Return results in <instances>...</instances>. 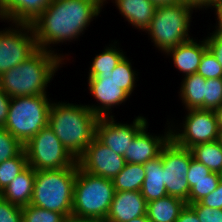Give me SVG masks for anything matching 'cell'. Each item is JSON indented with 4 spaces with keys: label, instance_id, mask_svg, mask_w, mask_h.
<instances>
[{
    "label": "cell",
    "instance_id": "cell-1",
    "mask_svg": "<svg viewBox=\"0 0 222 222\" xmlns=\"http://www.w3.org/2000/svg\"><path fill=\"white\" fill-rule=\"evenodd\" d=\"M103 5L104 0H53L31 23L37 47L56 53L50 45L78 39Z\"/></svg>",
    "mask_w": 222,
    "mask_h": 222
},
{
    "label": "cell",
    "instance_id": "cell-2",
    "mask_svg": "<svg viewBox=\"0 0 222 222\" xmlns=\"http://www.w3.org/2000/svg\"><path fill=\"white\" fill-rule=\"evenodd\" d=\"M64 57L67 58L38 48L29 58L0 76V87L11 98L46 94L47 84L64 64Z\"/></svg>",
    "mask_w": 222,
    "mask_h": 222
},
{
    "label": "cell",
    "instance_id": "cell-3",
    "mask_svg": "<svg viewBox=\"0 0 222 222\" xmlns=\"http://www.w3.org/2000/svg\"><path fill=\"white\" fill-rule=\"evenodd\" d=\"M98 119L86 105L52 101L48 126L77 160L95 138Z\"/></svg>",
    "mask_w": 222,
    "mask_h": 222
},
{
    "label": "cell",
    "instance_id": "cell-4",
    "mask_svg": "<svg viewBox=\"0 0 222 222\" xmlns=\"http://www.w3.org/2000/svg\"><path fill=\"white\" fill-rule=\"evenodd\" d=\"M78 164L61 169L36 170L30 205L72 216Z\"/></svg>",
    "mask_w": 222,
    "mask_h": 222
},
{
    "label": "cell",
    "instance_id": "cell-5",
    "mask_svg": "<svg viewBox=\"0 0 222 222\" xmlns=\"http://www.w3.org/2000/svg\"><path fill=\"white\" fill-rule=\"evenodd\" d=\"M114 194L112 180L90 174L78 167L74 184L72 216L105 221Z\"/></svg>",
    "mask_w": 222,
    "mask_h": 222
},
{
    "label": "cell",
    "instance_id": "cell-6",
    "mask_svg": "<svg viewBox=\"0 0 222 222\" xmlns=\"http://www.w3.org/2000/svg\"><path fill=\"white\" fill-rule=\"evenodd\" d=\"M193 10V7L182 2L157 6L150 26L145 32L149 34L151 42L159 51L166 53L192 38L188 32Z\"/></svg>",
    "mask_w": 222,
    "mask_h": 222
},
{
    "label": "cell",
    "instance_id": "cell-7",
    "mask_svg": "<svg viewBox=\"0 0 222 222\" xmlns=\"http://www.w3.org/2000/svg\"><path fill=\"white\" fill-rule=\"evenodd\" d=\"M50 101L47 94L11 98L4 128L25 145L48 126Z\"/></svg>",
    "mask_w": 222,
    "mask_h": 222
},
{
    "label": "cell",
    "instance_id": "cell-8",
    "mask_svg": "<svg viewBox=\"0 0 222 222\" xmlns=\"http://www.w3.org/2000/svg\"><path fill=\"white\" fill-rule=\"evenodd\" d=\"M28 166L35 170L68 168L77 160L57 138L53 130L46 126L34 135L25 145Z\"/></svg>",
    "mask_w": 222,
    "mask_h": 222
},
{
    "label": "cell",
    "instance_id": "cell-9",
    "mask_svg": "<svg viewBox=\"0 0 222 222\" xmlns=\"http://www.w3.org/2000/svg\"><path fill=\"white\" fill-rule=\"evenodd\" d=\"M164 170V185L167 194L188 204L190 186L187 179L191 150L176 144L171 138L161 149L160 155Z\"/></svg>",
    "mask_w": 222,
    "mask_h": 222
},
{
    "label": "cell",
    "instance_id": "cell-10",
    "mask_svg": "<svg viewBox=\"0 0 222 222\" xmlns=\"http://www.w3.org/2000/svg\"><path fill=\"white\" fill-rule=\"evenodd\" d=\"M173 125L172 122L169 125L170 138L184 148L190 149L197 144L220 139L218 122L213 110L189 109L183 123L179 126L182 130Z\"/></svg>",
    "mask_w": 222,
    "mask_h": 222
},
{
    "label": "cell",
    "instance_id": "cell-11",
    "mask_svg": "<svg viewBox=\"0 0 222 222\" xmlns=\"http://www.w3.org/2000/svg\"><path fill=\"white\" fill-rule=\"evenodd\" d=\"M37 49L31 24L12 23L8 29L1 30L0 76L29 58Z\"/></svg>",
    "mask_w": 222,
    "mask_h": 222
},
{
    "label": "cell",
    "instance_id": "cell-12",
    "mask_svg": "<svg viewBox=\"0 0 222 222\" xmlns=\"http://www.w3.org/2000/svg\"><path fill=\"white\" fill-rule=\"evenodd\" d=\"M114 117H99L95 137L115 153L124 156L135 136L149 124L143 116L135 117L132 124L117 123Z\"/></svg>",
    "mask_w": 222,
    "mask_h": 222
},
{
    "label": "cell",
    "instance_id": "cell-13",
    "mask_svg": "<svg viewBox=\"0 0 222 222\" xmlns=\"http://www.w3.org/2000/svg\"><path fill=\"white\" fill-rule=\"evenodd\" d=\"M77 164L85 172L112 180L125 167L126 160L95 137L77 159Z\"/></svg>",
    "mask_w": 222,
    "mask_h": 222
},
{
    "label": "cell",
    "instance_id": "cell-14",
    "mask_svg": "<svg viewBox=\"0 0 222 222\" xmlns=\"http://www.w3.org/2000/svg\"><path fill=\"white\" fill-rule=\"evenodd\" d=\"M90 94L99 102L96 105H86L98 117H110L114 108L126 102L130 95L121 88V85L114 79L113 74H97L93 78H88ZM111 109V110H110Z\"/></svg>",
    "mask_w": 222,
    "mask_h": 222
},
{
    "label": "cell",
    "instance_id": "cell-15",
    "mask_svg": "<svg viewBox=\"0 0 222 222\" xmlns=\"http://www.w3.org/2000/svg\"><path fill=\"white\" fill-rule=\"evenodd\" d=\"M146 125L132 140L128 150H125L124 159L126 163L145 164L147 161L156 159L163 146L170 139V127L165 129L164 135L151 134L147 132Z\"/></svg>",
    "mask_w": 222,
    "mask_h": 222
},
{
    "label": "cell",
    "instance_id": "cell-16",
    "mask_svg": "<svg viewBox=\"0 0 222 222\" xmlns=\"http://www.w3.org/2000/svg\"><path fill=\"white\" fill-rule=\"evenodd\" d=\"M147 202L140 191H115L105 222H128L146 215Z\"/></svg>",
    "mask_w": 222,
    "mask_h": 222
},
{
    "label": "cell",
    "instance_id": "cell-17",
    "mask_svg": "<svg viewBox=\"0 0 222 222\" xmlns=\"http://www.w3.org/2000/svg\"><path fill=\"white\" fill-rule=\"evenodd\" d=\"M53 0H0V19L31 24Z\"/></svg>",
    "mask_w": 222,
    "mask_h": 222
},
{
    "label": "cell",
    "instance_id": "cell-18",
    "mask_svg": "<svg viewBox=\"0 0 222 222\" xmlns=\"http://www.w3.org/2000/svg\"><path fill=\"white\" fill-rule=\"evenodd\" d=\"M207 49L206 40H190L168 50L165 54L172 57L173 64L184 76L197 72L204 51Z\"/></svg>",
    "mask_w": 222,
    "mask_h": 222
},
{
    "label": "cell",
    "instance_id": "cell-19",
    "mask_svg": "<svg viewBox=\"0 0 222 222\" xmlns=\"http://www.w3.org/2000/svg\"><path fill=\"white\" fill-rule=\"evenodd\" d=\"M106 0H104L105 2ZM120 14L132 26L146 31L151 23L157 6L150 0H112Z\"/></svg>",
    "mask_w": 222,
    "mask_h": 222
},
{
    "label": "cell",
    "instance_id": "cell-20",
    "mask_svg": "<svg viewBox=\"0 0 222 222\" xmlns=\"http://www.w3.org/2000/svg\"><path fill=\"white\" fill-rule=\"evenodd\" d=\"M36 170L28 166L16 176L0 195L8 202L20 207L30 204L35 182Z\"/></svg>",
    "mask_w": 222,
    "mask_h": 222
},
{
    "label": "cell",
    "instance_id": "cell-21",
    "mask_svg": "<svg viewBox=\"0 0 222 222\" xmlns=\"http://www.w3.org/2000/svg\"><path fill=\"white\" fill-rule=\"evenodd\" d=\"M143 166L146 174L140 192L146 202L167 196L162 158L158 156L154 160L147 161Z\"/></svg>",
    "mask_w": 222,
    "mask_h": 222
},
{
    "label": "cell",
    "instance_id": "cell-22",
    "mask_svg": "<svg viewBox=\"0 0 222 222\" xmlns=\"http://www.w3.org/2000/svg\"><path fill=\"white\" fill-rule=\"evenodd\" d=\"M185 205L183 200L167 195L148 202L146 215L151 222H176Z\"/></svg>",
    "mask_w": 222,
    "mask_h": 222
},
{
    "label": "cell",
    "instance_id": "cell-23",
    "mask_svg": "<svg viewBox=\"0 0 222 222\" xmlns=\"http://www.w3.org/2000/svg\"><path fill=\"white\" fill-rule=\"evenodd\" d=\"M181 82L180 99L185 105V109H203L206 79L201 75L194 73L184 76Z\"/></svg>",
    "mask_w": 222,
    "mask_h": 222
},
{
    "label": "cell",
    "instance_id": "cell-24",
    "mask_svg": "<svg viewBox=\"0 0 222 222\" xmlns=\"http://www.w3.org/2000/svg\"><path fill=\"white\" fill-rule=\"evenodd\" d=\"M192 156L197 161L215 173H222V142L200 143L190 148Z\"/></svg>",
    "mask_w": 222,
    "mask_h": 222
},
{
    "label": "cell",
    "instance_id": "cell-25",
    "mask_svg": "<svg viewBox=\"0 0 222 222\" xmlns=\"http://www.w3.org/2000/svg\"><path fill=\"white\" fill-rule=\"evenodd\" d=\"M115 44L118 43L114 41L113 44H109V47L106 46L102 53L94 57L87 78H93L97 74L107 75L112 73L116 65L125 57L122 49L117 48Z\"/></svg>",
    "mask_w": 222,
    "mask_h": 222
},
{
    "label": "cell",
    "instance_id": "cell-26",
    "mask_svg": "<svg viewBox=\"0 0 222 222\" xmlns=\"http://www.w3.org/2000/svg\"><path fill=\"white\" fill-rule=\"evenodd\" d=\"M145 174L143 164L126 163L122 171L112 179L115 191H140Z\"/></svg>",
    "mask_w": 222,
    "mask_h": 222
},
{
    "label": "cell",
    "instance_id": "cell-27",
    "mask_svg": "<svg viewBox=\"0 0 222 222\" xmlns=\"http://www.w3.org/2000/svg\"><path fill=\"white\" fill-rule=\"evenodd\" d=\"M28 167L27 155L23 150L18 156L7 159L0 163V192H2L11 181Z\"/></svg>",
    "mask_w": 222,
    "mask_h": 222
},
{
    "label": "cell",
    "instance_id": "cell-28",
    "mask_svg": "<svg viewBox=\"0 0 222 222\" xmlns=\"http://www.w3.org/2000/svg\"><path fill=\"white\" fill-rule=\"evenodd\" d=\"M136 72V70L132 69V64L126 56L120 61V63L116 65L112 71L114 79L130 96L135 89L134 87L136 86V79L139 78L138 72Z\"/></svg>",
    "mask_w": 222,
    "mask_h": 222
},
{
    "label": "cell",
    "instance_id": "cell-29",
    "mask_svg": "<svg viewBox=\"0 0 222 222\" xmlns=\"http://www.w3.org/2000/svg\"><path fill=\"white\" fill-rule=\"evenodd\" d=\"M220 180V174L212 172L207 176V179L192 181V188L190 189L188 204L199 202L205 196L212 193L218 187Z\"/></svg>",
    "mask_w": 222,
    "mask_h": 222
},
{
    "label": "cell",
    "instance_id": "cell-30",
    "mask_svg": "<svg viewBox=\"0 0 222 222\" xmlns=\"http://www.w3.org/2000/svg\"><path fill=\"white\" fill-rule=\"evenodd\" d=\"M22 218L23 222H63L66 216L29 204L22 207Z\"/></svg>",
    "mask_w": 222,
    "mask_h": 222
},
{
    "label": "cell",
    "instance_id": "cell-31",
    "mask_svg": "<svg viewBox=\"0 0 222 222\" xmlns=\"http://www.w3.org/2000/svg\"><path fill=\"white\" fill-rule=\"evenodd\" d=\"M23 150L24 145L4 127H0V163L18 156Z\"/></svg>",
    "mask_w": 222,
    "mask_h": 222
},
{
    "label": "cell",
    "instance_id": "cell-32",
    "mask_svg": "<svg viewBox=\"0 0 222 222\" xmlns=\"http://www.w3.org/2000/svg\"><path fill=\"white\" fill-rule=\"evenodd\" d=\"M222 105V78L206 79L204 110H215Z\"/></svg>",
    "mask_w": 222,
    "mask_h": 222
},
{
    "label": "cell",
    "instance_id": "cell-33",
    "mask_svg": "<svg viewBox=\"0 0 222 222\" xmlns=\"http://www.w3.org/2000/svg\"><path fill=\"white\" fill-rule=\"evenodd\" d=\"M196 73L205 79L222 78V66L208 48L203 53Z\"/></svg>",
    "mask_w": 222,
    "mask_h": 222
},
{
    "label": "cell",
    "instance_id": "cell-34",
    "mask_svg": "<svg viewBox=\"0 0 222 222\" xmlns=\"http://www.w3.org/2000/svg\"><path fill=\"white\" fill-rule=\"evenodd\" d=\"M0 222H23L22 207L8 202L0 195Z\"/></svg>",
    "mask_w": 222,
    "mask_h": 222
},
{
    "label": "cell",
    "instance_id": "cell-35",
    "mask_svg": "<svg viewBox=\"0 0 222 222\" xmlns=\"http://www.w3.org/2000/svg\"><path fill=\"white\" fill-rule=\"evenodd\" d=\"M189 205L197 214L201 222H222V209H213L196 202Z\"/></svg>",
    "mask_w": 222,
    "mask_h": 222
},
{
    "label": "cell",
    "instance_id": "cell-36",
    "mask_svg": "<svg viewBox=\"0 0 222 222\" xmlns=\"http://www.w3.org/2000/svg\"><path fill=\"white\" fill-rule=\"evenodd\" d=\"M212 171L204 166L201 162L197 161L193 158L190 161L189 170L187 172V179L190 186L192 188V181H201L207 179V176L210 175Z\"/></svg>",
    "mask_w": 222,
    "mask_h": 222
},
{
    "label": "cell",
    "instance_id": "cell-37",
    "mask_svg": "<svg viewBox=\"0 0 222 222\" xmlns=\"http://www.w3.org/2000/svg\"><path fill=\"white\" fill-rule=\"evenodd\" d=\"M199 202L213 209H222V181L220 180L218 187L212 193Z\"/></svg>",
    "mask_w": 222,
    "mask_h": 222
},
{
    "label": "cell",
    "instance_id": "cell-38",
    "mask_svg": "<svg viewBox=\"0 0 222 222\" xmlns=\"http://www.w3.org/2000/svg\"><path fill=\"white\" fill-rule=\"evenodd\" d=\"M205 40L207 48L212 52L216 60L222 66V41L214 33H210Z\"/></svg>",
    "mask_w": 222,
    "mask_h": 222
},
{
    "label": "cell",
    "instance_id": "cell-39",
    "mask_svg": "<svg viewBox=\"0 0 222 222\" xmlns=\"http://www.w3.org/2000/svg\"><path fill=\"white\" fill-rule=\"evenodd\" d=\"M11 97L0 87V127H4L9 112Z\"/></svg>",
    "mask_w": 222,
    "mask_h": 222
},
{
    "label": "cell",
    "instance_id": "cell-40",
    "mask_svg": "<svg viewBox=\"0 0 222 222\" xmlns=\"http://www.w3.org/2000/svg\"><path fill=\"white\" fill-rule=\"evenodd\" d=\"M176 222H201V221L198 219L196 212L189 205L186 204L185 207L181 210Z\"/></svg>",
    "mask_w": 222,
    "mask_h": 222
},
{
    "label": "cell",
    "instance_id": "cell-41",
    "mask_svg": "<svg viewBox=\"0 0 222 222\" xmlns=\"http://www.w3.org/2000/svg\"><path fill=\"white\" fill-rule=\"evenodd\" d=\"M215 0H181L182 3H185L191 7H193L195 10H202L205 8H210L214 4Z\"/></svg>",
    "mask_w": 222,
    "mask_h": 222
},
{
    "label": "cell",
    "instance_id": "cell-42",
    "mask_svg": "<svg viewBox=\"0 0 222 222\" xmlns=\"http://www.w3.org/2000/svg\"><path fill=\"white\" fill-rule=\"evenodd\" d=\"M215 9L217 22L214 30H222V1H214V4L211 7Z\"/></svg>",
    "mask_w": 222,
    "mask_h": 222
},
{
    "label": "cell",
    "instance_id": "cell-43",
    "mask_svg": "<svg viewBox=\"0 0 222 222\" xmlns=\"http://www.w3.org/2000/svg\"><path fill=\"white\" fill-rule=\"evenodd\" d=\"M63 222H105V221L100 219L78 218L75 216H68L64 219Z\"/></svg>",
    "mask_w": 222,
    "mask_h": 222
},
{
    "label": "cell",
    "instance_id": "cell-44",
    "mask_svg": "<svg viewBox=\"0 0 222 222\" xmlns=\"http://www.w3.org/2000/svg\"><path fill=\"white\" fill-rule=\"evenodd\" d=\"M150 1L154 3L156 6L173 5L181 3V0H150Z\"/></svg>",
    "mask_w": 222,
    "mask_h": 222
},
{
    "label": "cell",
    "instance_id": "cell-45",
    "mask_svg": "<svg viewBox=\"0 0 222 222\" xmlns=\"http://www.w3.org/2000/svg\"><path fill=\"white\" fill-rule=\"evenodd\" d=\"M216 120L218 122L219 131H222V105L214 110Z\"/></svg>",
    "mask_w": 222,
    "mask_h": 222
},
{
    "label": "cell",
    "instance_id": "cell-46",
    "mask_svg": "<svg viewBox=\"0 0 222 222\" xmlns=\"http://www.w3.org/2000/svg\"><path fill=\"white\" fill-rule=\"evenodd\" d=\"M128 222H151V221L148 219L147 215H144V216H140V217L131 219Z\"/></svg>",
    "mask_w": 222,
    "mask_h": 222
},
{
    "label": "cell",
    "instance_id": "cell-47",
    "mask_svg": "<svg viewBox=\"0 0 222 222\" xmlns=\"http://www.w3.org/2000/svg\"><path fill=\"white\" fill-rule=\"evenodd\" d=\"M213 33L222 41V30H215Z\"/></svg>",
    "mask_w": 222,
    "mask_h": 222
},
{
    "label": "cell",
    "instance_id": "cell-48",
    "mask_svg": "<svg viewBox=\"0 0 222 222\" xmlns=\"http://www.w3.org/2000/svg\"><path fill=\"white\" fill-rule=\"evenodd\" d=\"M219 140L222 142V131L220 132V139Z\"/></svg>",
    "mask_w": 222,
    "mask_h": 222
}]
</instances>
